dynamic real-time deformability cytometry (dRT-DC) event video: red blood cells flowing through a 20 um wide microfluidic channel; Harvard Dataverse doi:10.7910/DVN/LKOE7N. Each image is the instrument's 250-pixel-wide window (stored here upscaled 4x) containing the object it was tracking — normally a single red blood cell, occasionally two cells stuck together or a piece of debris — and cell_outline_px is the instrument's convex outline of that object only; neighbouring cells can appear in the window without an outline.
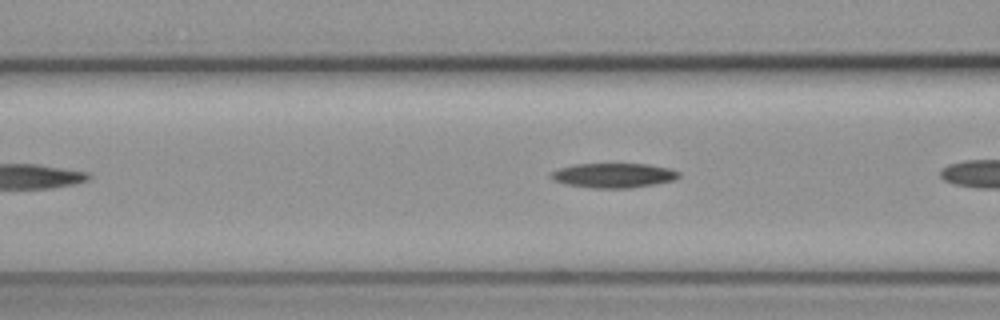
{"species": "common noctule bat (a hibernating species)", "species_latin": "Nyctalus noctula", "temperature_condition": "cold", "stored_images_in_passage": 17, "camera_frame_rate_fps": 3000, "um_per_image_px": 0.085, "animal": {"sex": "female", "body_mass_g": 19.3, "forearm_length_mm": 54.1}, "frame": {"image": 1, "passage_image": 6, "time_ms": 1.667, "image_size_px": [1000, 320], "cell_outline_px": [[680, 176], [676, 180], [628, 188], [592, 188], [564, 184], [552, 180], [548, 176], [552, 172], [560, 168], [572, 164], [648, 164], [668, 168], [680, 172]], "centroid_in_image_um": [52.12, 14.91], "position_along_channel_um": 114.5, "area_um2": 18.38}}